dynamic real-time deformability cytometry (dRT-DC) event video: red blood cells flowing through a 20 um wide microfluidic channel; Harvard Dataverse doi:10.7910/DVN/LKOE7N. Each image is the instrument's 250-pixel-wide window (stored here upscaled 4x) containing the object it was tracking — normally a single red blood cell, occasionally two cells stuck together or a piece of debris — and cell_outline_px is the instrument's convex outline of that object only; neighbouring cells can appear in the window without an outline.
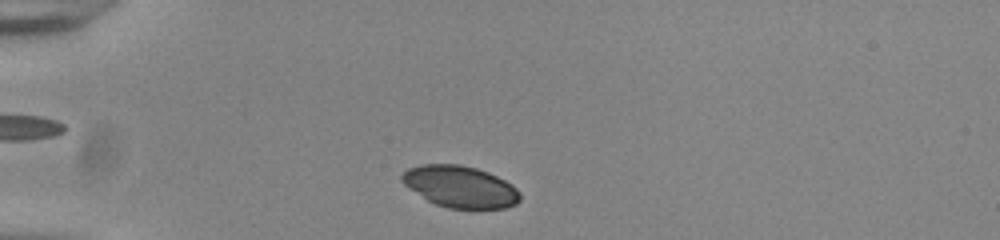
{"species": "common noctule bat (a hibernating species)", "species_latin": "Nyctalus noctula", "temperature_condition": "room temperature", "stored_images_in_passage": 36, "camera_frame_rate_fps": 3000, "um_per_image_px": 0.085, "animal": {"sex": "male", "body_mass_g": 20.0, "forearm_length_mm": 53.3}, "frame": {"image": 1, "passage_image": 3, "time_ms": 0.667, "image_size_px": [1000, 240], "cell_outline_px": [[520, 200], [516, 204], [504, 208], [448, 208], [436, 204], [428, 200], [404, 184], [400, 180], [400, 176], [408, 168], [420, 164], [460, 164], [476, 168], [488, 172], [512, 184], [520, 192]], "centroid_in_image_um": [39.12, 15.85], "position_along_channel_um": 45.9, "area_um2": 28.55}}